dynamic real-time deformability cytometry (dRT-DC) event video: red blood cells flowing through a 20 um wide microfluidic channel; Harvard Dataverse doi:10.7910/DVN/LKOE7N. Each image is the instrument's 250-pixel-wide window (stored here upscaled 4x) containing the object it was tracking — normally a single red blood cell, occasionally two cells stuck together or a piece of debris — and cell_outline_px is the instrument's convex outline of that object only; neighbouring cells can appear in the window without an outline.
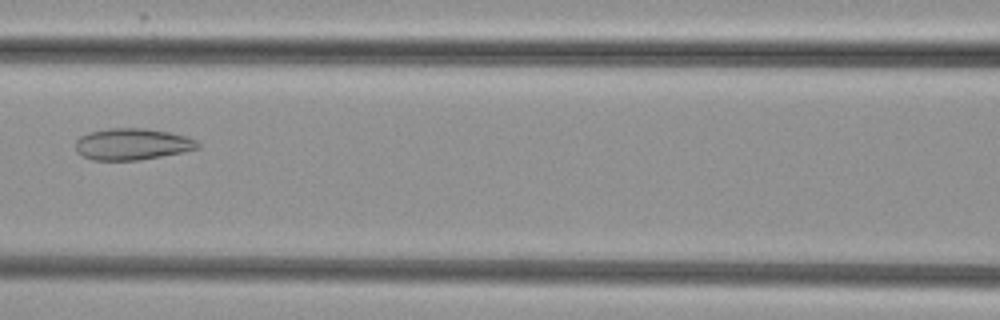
{"species": "common noctule bat (a hibernating species)", "species_latin": "Nyctalus noctula", "temperature_condition": "cold", "stored_images_in_passage": 6, "camera_frame_rate_fps": 3000, "um_per_image_px": 0.085, "animal": {"sex": "female", "body_mass_g": 29.2, "forearm_length_mm": 56.3}, "frame": {"image": 1, "passage_image": 5, "time_ms": 4.667, "image_size_px": [1000, 320], "cell_outline_px": [[200, 148], [140, 160], [92, 160], [80, 156], [76, 152], [76, 140], [80, 136], [88, 132], [108, 128], [144, 128], [168, 132], [188, 136], [196, 140], [200, 144]], "centroid_in_image_um": [11.2, 12.25], "position_along_channel_um": 155.4, "area_um2": 22.6}}
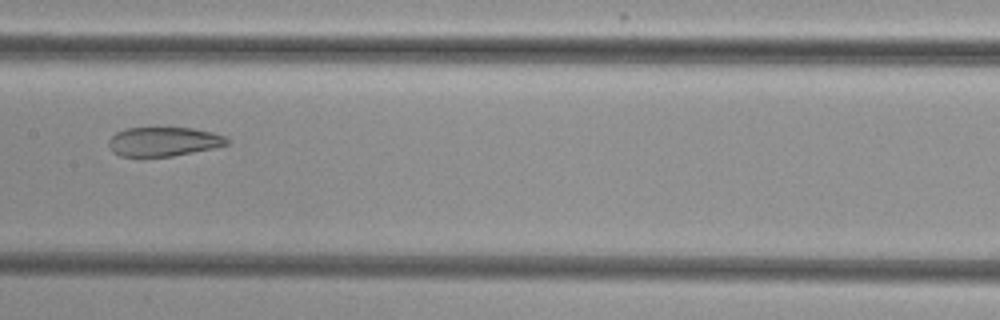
{"frame": {"image": 2, "passage_image": 6, "time_ms": 5.667, "image_size_px": [1000, 320], "cell_outline_px": [[228, 144], [216, 148], [172, 156], [120, 156], [112, 152], [108, 144], [108, 140], [116, 132], [124, 128], [192, 128], [212, 132], [228, 136]], "centroid_in_image_um": [13.92, 12.03], "position_along_channel_um": 193.5, "area_um2": 20.23}}